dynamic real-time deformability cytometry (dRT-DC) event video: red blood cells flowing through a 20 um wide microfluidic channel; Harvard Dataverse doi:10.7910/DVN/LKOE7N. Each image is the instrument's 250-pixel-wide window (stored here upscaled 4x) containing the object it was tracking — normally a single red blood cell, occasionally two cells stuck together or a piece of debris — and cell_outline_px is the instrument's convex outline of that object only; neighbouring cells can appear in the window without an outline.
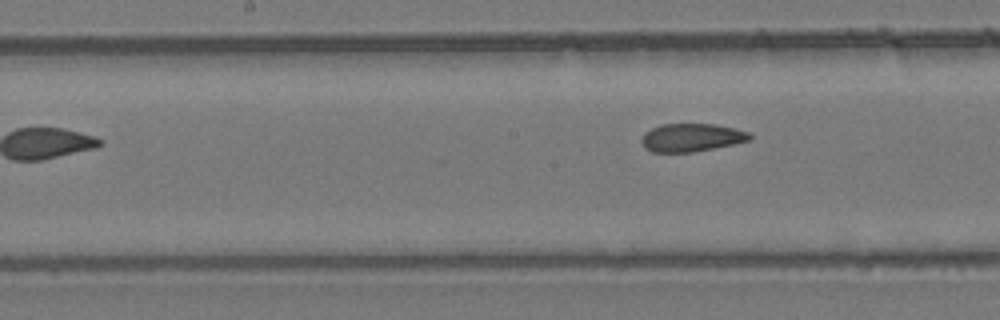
{"species": "common noctule bat (a hibernating species)", "species_latin": "Nyctalus noctula", "temperature_condition": "room temperature", "stored_images_in_passage": 8, "camera_frame_rate_fps": 3000, "um_per_image_px": 0.085, "animal": {"sex": "female", "body_mass_g": 24.6, "forearm_length_mm": 56.2}, "frame": {"image": 1, "passage_image": 8, "time_ms": 8.333, "image_size_px": [1000, 320], "cell_outline_px": [[752, 140], [692, 152], [652, 152], [644, 148], [640, 140], [644, 132], [660, 124], [716, 124], [748, 132], [752, 136]], "centroid_in_image_um": [58.73, 11.69], "position_along_channel_um": 189.5, "area_um2": 17.69}}